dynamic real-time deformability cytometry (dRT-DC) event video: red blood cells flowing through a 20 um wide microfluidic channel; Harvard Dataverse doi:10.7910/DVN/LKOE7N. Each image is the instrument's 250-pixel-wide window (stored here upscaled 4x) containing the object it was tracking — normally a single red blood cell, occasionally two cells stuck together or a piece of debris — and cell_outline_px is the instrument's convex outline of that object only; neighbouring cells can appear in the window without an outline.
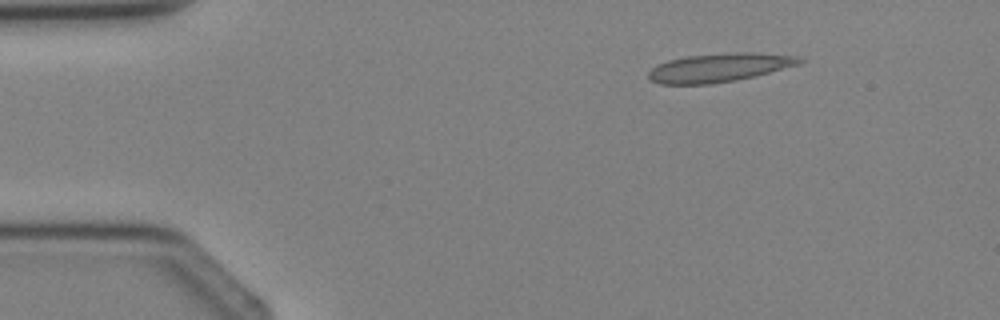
{"species": "Egyptian fruit bat (a non-hibernating species)", "species_latin": "Rousettus aegyptiacus", "temperature_condition": "cold", "stored_images_in_passage": 2, "camera_frame_rate_fps": 3000, "um_per_image_px": 0.085, "animal": {"sex": "female"}, "frame": {"image": 1, "passage_image": 1, "time_ms": 0.0, "image_size_px": [1000, 320], "cell_outline_px": [[804, 60], [800, 64], [756, 76], [736, 80], [712, 84], [660, 84], [652, 80], [648, 76], [648, 72], [656, 64], [668, 60], [684, 56], [728, 52], [756, 52], [796, 56]], "centroid_in_image_um": [61.13, 5.73], "position_along_channel_um": 23.9, "area_um2": 25.43}}